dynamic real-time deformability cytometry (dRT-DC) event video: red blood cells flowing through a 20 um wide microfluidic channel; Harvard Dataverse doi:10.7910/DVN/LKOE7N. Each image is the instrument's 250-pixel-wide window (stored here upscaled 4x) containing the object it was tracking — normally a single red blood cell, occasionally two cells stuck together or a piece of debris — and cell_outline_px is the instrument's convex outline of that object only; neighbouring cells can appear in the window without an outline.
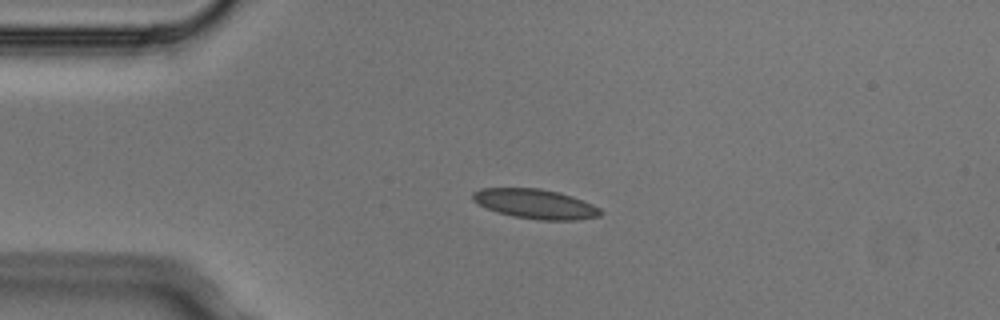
{"species": "Egyptian fruit bat (a non-hibernating species)", "species_latin": "Rousettus aegyptiacus", "temperature_condition": "cold", "stored_images_in_passage": 8, "camera_frame_rate_fps": 3000, "um_per_image_px": 0.085, "animal": {"sex": "male"}, "frame": {"image": 1, "passage_image": 3, "time_ms": 0.667, "image_size_px": [1000, 320], "cell_outline_px": [[604, 212], [600, 216], [576, 220], [536, 220], [496, 212], [472, 200], [472, 192], [480, 188], [540, 188], [560, 192], [584, 200], [600, 208]], "centroid_in_image_um": [45.54, 17.33], "position_along_channel_um": 39.5, "area_um2": 22.14}}
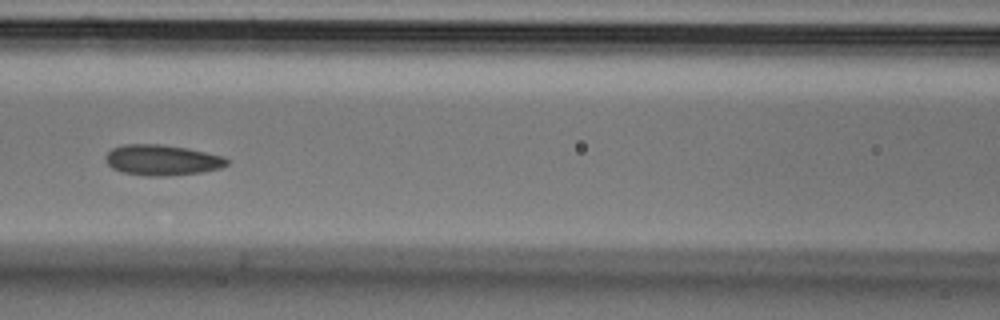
{"frame": {"image": 2, "passage_image": 6, "time_ms": 1.667, "image_size_px": [1000, 320], "cell_outline_px": [[228, 164], [220, 168], [200, 172], [168, 176], [148, 176], [124, 172], [112, 168], [104, 160], [104, 156], [112, 148], [124, 144], [164, 144], [188, 148], [224, 156], [228, 160]], "centroid_in_image_um": [13.76, 13.59], "position_along_channel_um": 152.8, "area_um2": 21.73}}
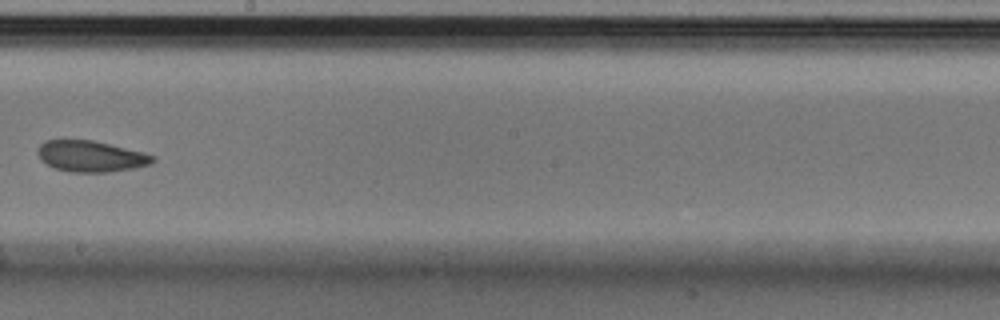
{"frame": {"image": 3, "passage_image": 8, "time_ms": 2.333, "image_size_px": [1000, 320], "cell_outline_px": [[156, 160], [148, 164], [136, 168], [108, 172], [72, 172], [56, 168], [40, 160], [36, 152], [40, 144], [44, 140], [64, 136], [92, 140], [144, 152], [156, 156]], "centroid_in_image_um": [7.66, 13.23], "position_along_channel_um": 240.5, "area_um2": 21.56}}